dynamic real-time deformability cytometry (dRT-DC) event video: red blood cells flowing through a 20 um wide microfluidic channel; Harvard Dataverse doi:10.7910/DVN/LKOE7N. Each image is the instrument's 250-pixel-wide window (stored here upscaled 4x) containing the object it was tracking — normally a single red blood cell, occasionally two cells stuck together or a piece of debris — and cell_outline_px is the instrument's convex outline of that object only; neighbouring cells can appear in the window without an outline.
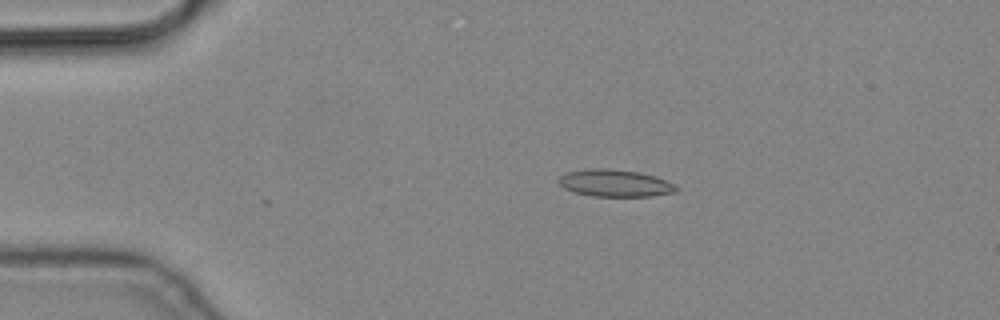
{"species": "common noctule bat (a hibernating species)", "species_latin": "Nyctalus noctula", "temperature_condition": "cold", "stored_images_in_passage": 7, "camera_frame_rate_fps": 3000, "um_per_image_px": 0.085, "animal": {"sex": "male", "body_mass_g": 19.2, "forearm_length_mm": 51.8}, "frame": {"image": 1, "passage_image": 3, "time_ms": 0.667, "image_size_px": [1000, 320], "cell_outline_px": [[676, 192], [652, 196], [592, 196], [576, 192], [564, 188], [556, 180], [560, 176], [568, 172], [588, 168], [608, 168], [640, 172], [656, 176], [672, 184], [676, 188]], "centroid_in_image_um": [52.24, 15.55], "position_along_channel_um": 32.8, "area_um2": 18.5}}
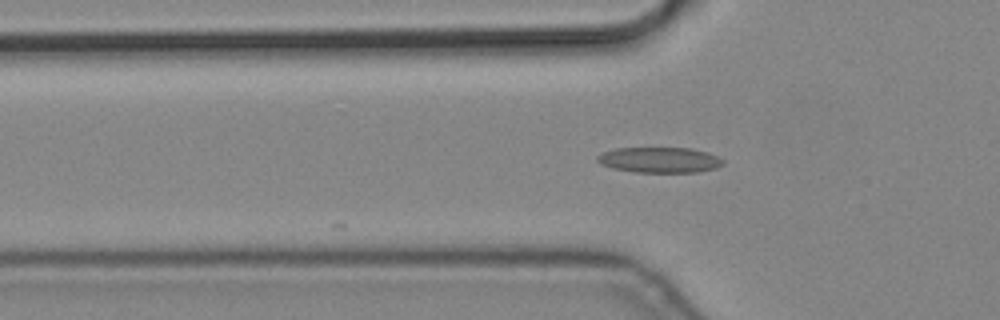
{"frame": {"image": 2, "passage_image": 5, "time_ms": 1.333, "image_size_px": [1000, 320], "cell_outline_px": [[724, 164], [716, 168], [696, 172], [636, 172], [612, 168], [600, 164], [596, 160], [596, 156], [604, 152], [616, 148], [692, 148], [708, 152], [724, 160]], "centroid_in_image_um": [56.06, 13.59], "position_along_channel_um": 69.7, "area_um2": 18.73}}
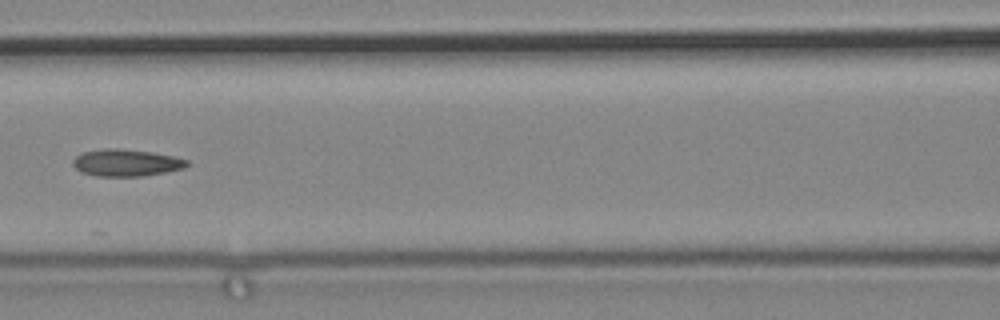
{"frame": {"image": 3, "passage_image": 7, "time_ms": 2.0, "image_size_px": [1000, 320], "cell_outline_px": [[188, 164], [184, 168], [164, 172], [140, 176], [96, 176], [80, 172], [72, 164], [72, 160], [80, 152], [108, 148], [116, 148], [152, 152], [176, 156], [188, 160]], "centroid_in_image_um": [10.7, 13.82], "position_along_channel_um": 155.9, "area_um2": 17.98}}